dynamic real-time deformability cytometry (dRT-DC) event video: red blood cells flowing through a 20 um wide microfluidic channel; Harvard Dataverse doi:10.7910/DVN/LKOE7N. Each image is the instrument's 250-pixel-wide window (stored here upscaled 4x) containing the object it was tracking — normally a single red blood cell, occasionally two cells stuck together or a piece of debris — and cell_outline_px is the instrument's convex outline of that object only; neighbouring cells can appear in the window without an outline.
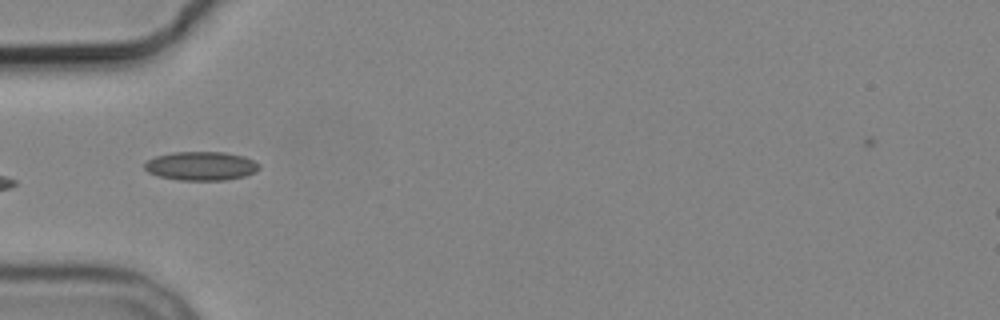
{"species": "common noctule bat (a hibernating species)", "species_latin": "Nyctalus noctula", "temperature_condition": "cold", "stored_images_in_passage": 10, "camera_frame_rate_fps": 3000, "um_per_image_px": 0.085, "animal": {"sex": "male", "body_mass_g": 19.2, "forearm_length_mm": 51.8}, "frame": {"image": 1, "passage_image": 5, "time_ms": 5.667, "image_size_px": [1000, 320], "cell_outline_px": [[260, 168], [256, 172], [244, 176], [224, 180], [180, 180], [160, 176], [148, 172], [144, 168], [144, 164], [148, 160], [156, 156], [172, 152], [224, 152], [244, 156], [260, 164]], "centroid_in_image_um": [17.11, 14.1], "position_along_channel_um": 67.9, "area_um2": 19.19}}
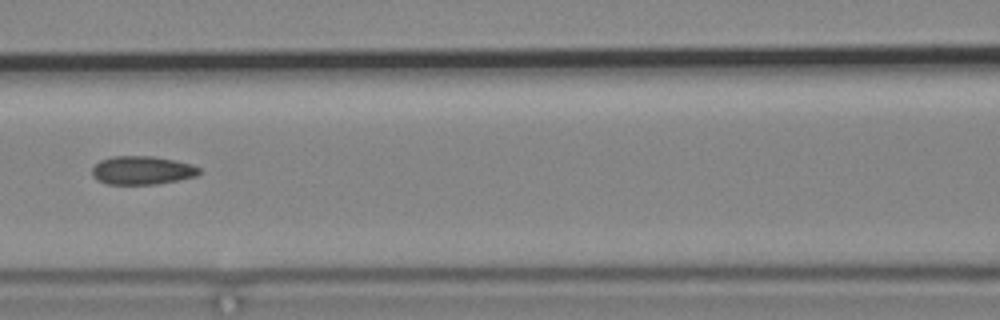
{"frame": {"image": 2, "passage_image": 7, "time_ms": 8.0, "image_size_px": [1000, 320], "cell_outline_px": [[200, 172], [196, 176], [156, 184], [108, 184], [96, 180], [92, 176], [92, 168], [100, 160], [112, 156], [152, 156], [176, 160], [192, 164], [200, 168]], "centroid_in_image_um": [12.06, 14.47], "position_along_channel_um": 154.5, "area_um2": 17.8}}
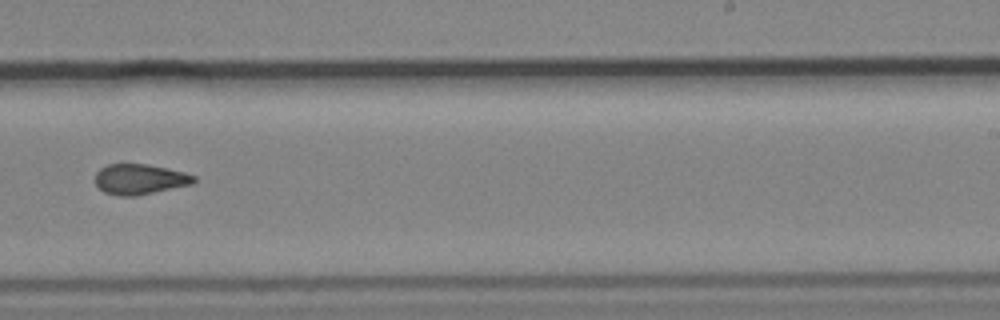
{"frame": {"image": 3, "passage_image": 10, "time_ms": 11.333, "image_size_px": [1000, 320], "cell_outline_px": [[196, 180], [192, 184], [136, 196], [120, 196], [104, 192], [96, 184], [96, 172], [100, 168], [108, 164], [148, 164], [168, 168], [184, 172], [196, 176]], "centroid_in_image_um": [11.89, 15.23], "position_along_channel_um": 277.1, "area_um2": 17.46}}